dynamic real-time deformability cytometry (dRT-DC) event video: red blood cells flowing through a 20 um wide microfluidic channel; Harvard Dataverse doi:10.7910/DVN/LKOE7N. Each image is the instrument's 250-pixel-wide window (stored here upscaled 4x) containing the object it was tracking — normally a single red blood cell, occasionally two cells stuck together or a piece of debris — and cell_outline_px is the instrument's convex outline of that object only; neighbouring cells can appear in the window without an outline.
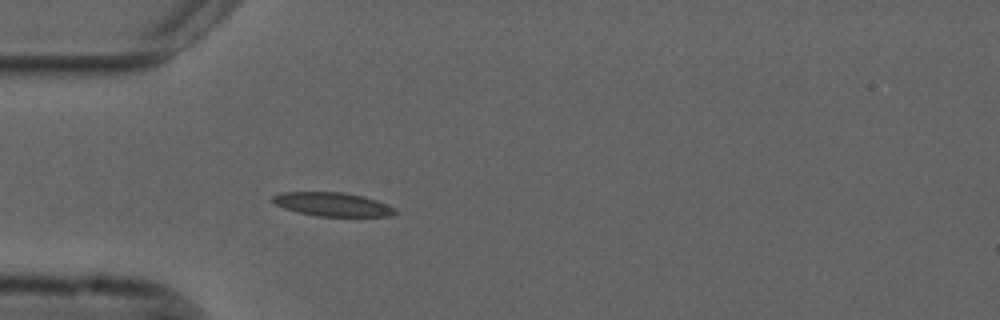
{"species": "common noctule bat (a hibernating species)", "species_latin": "Nyctalus noctula", "temperature_condition": "cold", "stored_images_in_passage": 45, "camera_frame_rate_fps": 3000, "um_per_image_px": 0.085, "animal": {"sex": "male", "forearm_length_mm": 52.5}, "frame": {"image": 1, "passage_image": 6, "time_ms": 1.667, "image_size_px": [1000, 320], "cell_outline_px": [[400, 212], [392, 216], [316, 216], [296, 212], [284, 208], [276, 204], [272, 200], [272, 196], [280, 192], [344, 192], [364, 196], [388, 204], [396, 208]], "centroid_in_image_um": [28.31, 17.37], "position_along_channel_um": 56.7, "area_um2": 17.17}}
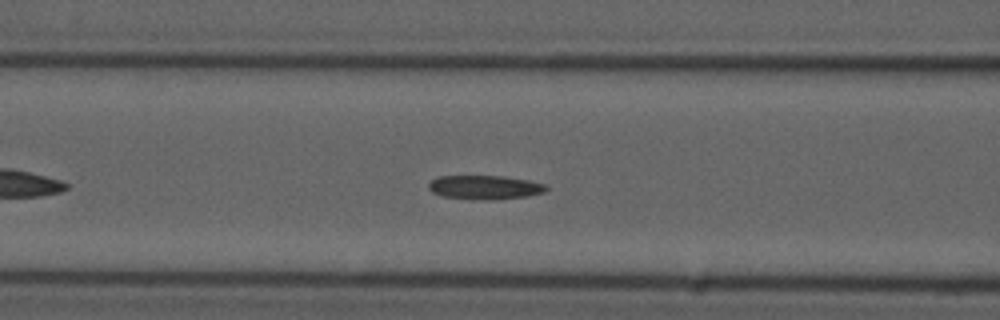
{"frame": {"image": 2, "passage_image": 12, "time_ms": 3.667, "image_size_px": [1000, 320], "cell_outline_px": [[548, 188], [544, 192], [528, 196], [492, 200], [484, 200], [444, 196], [432, 192], [428, 188], [428, 184], [432, 180], [440, 176], [504, 176], [528, 180], [544, 184]], "centroid_in_image_um": [41.22, 15.92], "position_along_channel_um": 125.4, "area_um2": 16.3}}
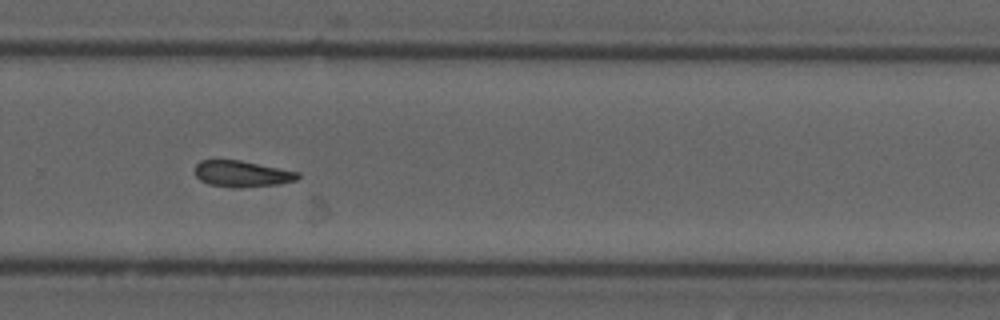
{"frame": {"image": 3, "passage_image": 27, "time_ms": 8.667, "image_size_px": [1000, 320], "cell_outline_px": [[300, 176], [296, 180], [280, 184], [240, 188], [236, 188], [208, 184], [200, 180], [196, 176], [196, 164], [200, 160], [240, 160], [300, 172]], "centroid_in_image_um": [20.59, 14.78], "position_along_channel_um": 309.2, "area_um2": 15.78}, "authors_computed_cell_mechanics": {"area_um2": 16.1262, "velocity_mm_per_s": 3.6962, "shape_relaxation_time_tau1_ms": null, "shape_relaxation_time_tau2_ms": 6.3144, "deformation_change_tau1": null, "deformation_change_tau2": 0.1472}}